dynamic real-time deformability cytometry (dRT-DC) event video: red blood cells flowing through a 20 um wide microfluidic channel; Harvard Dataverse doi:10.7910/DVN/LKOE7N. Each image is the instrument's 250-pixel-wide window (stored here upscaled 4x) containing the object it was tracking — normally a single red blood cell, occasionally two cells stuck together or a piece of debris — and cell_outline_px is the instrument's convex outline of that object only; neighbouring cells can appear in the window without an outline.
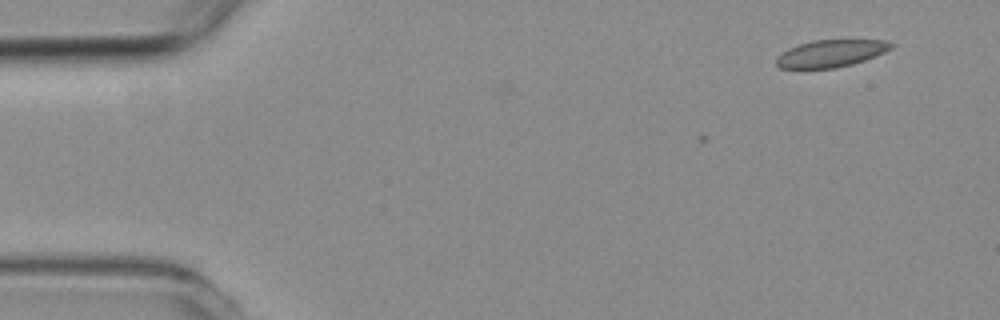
{"species": "common noctule bat (a hibernating species)", "species_latin": "Nyctalus noctula", "temperature_condition": "room temperature", "stored_images_in_passage": 2, "camera_frame_rate_fps": 3000, "um_per_image_px": 0.085, "animal": {"sex": "female", "body_mass_g": 19.3, "forearm_length_mm": 54.1}, "frame": {"image": 1, "passage_image": 2, "time_ms": 1.0, "image_size_px": [1000, 320], "cell_outline_px": [[896, 44], [892, 48], [876, 56], [852, 64], [836, 68], [780, 68], [776, 64], [776, 60], [788, 48], [800, 44], [816, 40], [888, 40]], "centroid_in_image_um": [70.69, 4.53], "position_along_channel_um": 14.3, "area_um2": 18.03}}